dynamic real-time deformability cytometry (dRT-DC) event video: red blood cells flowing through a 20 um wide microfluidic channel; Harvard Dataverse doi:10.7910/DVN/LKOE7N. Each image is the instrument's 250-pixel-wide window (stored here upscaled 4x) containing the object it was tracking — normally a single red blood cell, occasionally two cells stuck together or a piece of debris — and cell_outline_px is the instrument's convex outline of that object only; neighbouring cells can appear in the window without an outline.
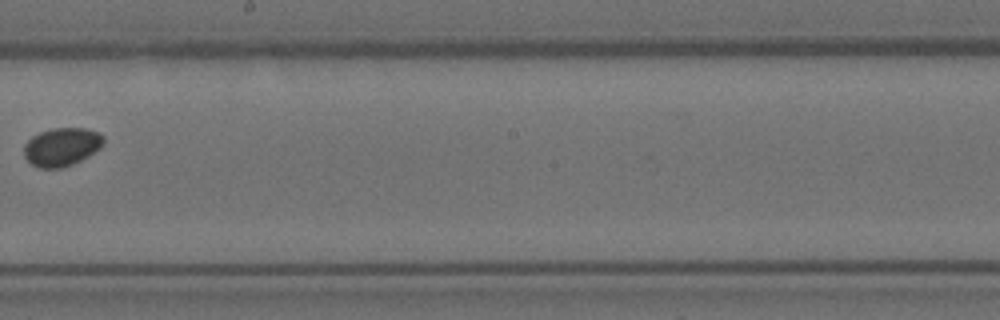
{"species": "Egyptian fruit bat (a non-hibernating species)", "species_latin": "Rousettus aegyptiacus", "temperature_condition": "room temperature", "stored_images_in_passage": 10, "camera_frame_rate_fps": 3000, "um_per_image_px": 0.085, "animal": {"sex": "female"}, "frame": {"image": 1, "passage_image": 10, "time_ms": 3.0, "image_size_px": [1000, 320], "cell_outline_px": [[104, 144], [100, 148], [88, 156], [72, 164], [60, 168], [40, 168], [32, 164], [24, 156], [24, 144], [32, 136], [40, 132], [52, 128], [84, 128], [100, 132], [104, 136]], "centroid_in_image_um": [5.26, 12.47], "position_along_channel_um": 242.9, "area_um2": 17.8}}